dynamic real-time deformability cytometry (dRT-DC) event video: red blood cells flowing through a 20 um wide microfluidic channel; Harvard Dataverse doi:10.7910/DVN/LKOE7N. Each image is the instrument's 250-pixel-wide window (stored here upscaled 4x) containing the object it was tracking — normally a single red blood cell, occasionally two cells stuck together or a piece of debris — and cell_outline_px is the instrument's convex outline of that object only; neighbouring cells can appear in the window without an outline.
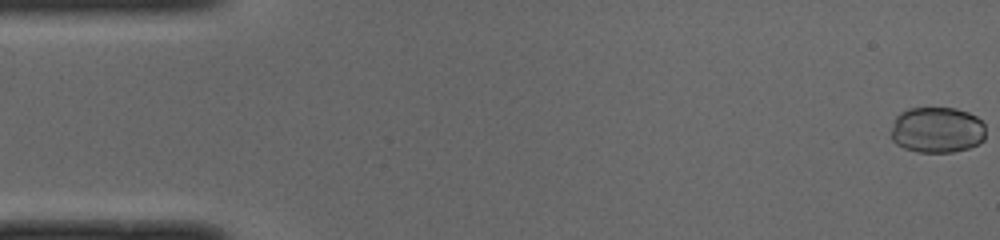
{"species": "common noctule bat (a hibernating species)", "species_latin": "Nyctalus noctula", "temperature_condition": "cold", "stored_images_in_passage": 50, "camera_frame_rate_fps": 3000, "um_per_image_px": 0.085, "animal": {"sex": "male", "body_mass_g": 19.0, "forearm_length_mm": 50.8}, "frame": {"image": 1, "passage_image": 1, "time_ms": 0.0, "image_size_px": [1000, 240], "cell_outline_px": [[984, 140], [968, 148], [952, 152], [916, 152], [904, 148], [896, 144], [892, 140], [892, 128], [896, 116], [900, 112], [908, 108], [956, 108], [968, 112], [976, 116], [984, 124]], "centroid_in_image_um": [79.64, 11.04], "position_along_channel_um": 5.4, "area_um2": 25.37}}
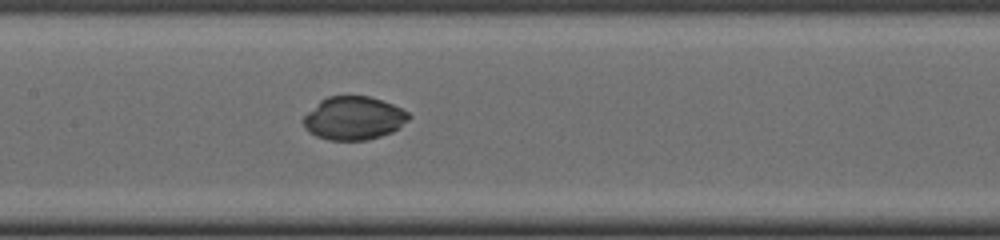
{"frame": {"image": 2, "passage_image": 24, "time_ms": 7.667, "image_size_px": [1000, 240], "cell_outline_px": [[412, 116], [408, 120], [392, 132], [368, 140], [328, 140], [316, 136], [308, 132], [304, 128], [304, 116], [320, 100], [328, 96], [368, 96], [392, 104], [408, 112]], "centroid_in_image_um": [30.05, 10.05], "position_along_channel_um": 177.3, "area_um2": 26.47}}
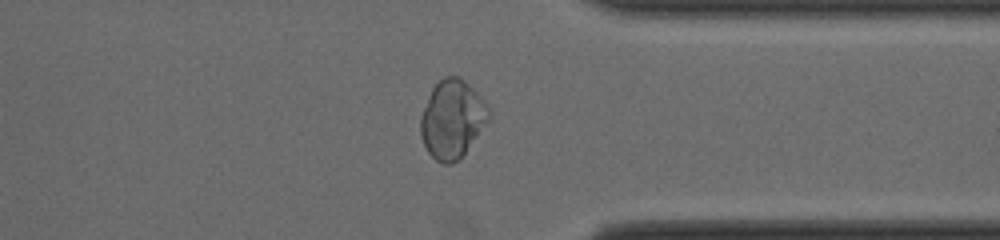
{"frame": {"image": 3, "passage_image": 39, "time_ms": 12.667, "image_size_px": [1000, 240], "cell_outline_px": [[488, 120], [460, 160], [452, 164], [444, 164], [436, 160], [428, 152], [424, 144], [420, 132], [420, 116], [428, 96], [432, 88], [444, 76], [460, 76], [488, 104]], "centroid_in_image_um": [38.42, 10.13], "position_along_channel_um": 373.0, "area_um2": 30.92}, "authors_computed_cell_mechanics": {"area_um2": 27.4261, "velocity_mm_per_s": 4.0132, "shape_relaxation_time_tau1_ms": 6.5684, "shape_relaxation_time_tau2_ms": null, "deformation_change_tau1": 0.1152, "deformation_change_tau2": null}}